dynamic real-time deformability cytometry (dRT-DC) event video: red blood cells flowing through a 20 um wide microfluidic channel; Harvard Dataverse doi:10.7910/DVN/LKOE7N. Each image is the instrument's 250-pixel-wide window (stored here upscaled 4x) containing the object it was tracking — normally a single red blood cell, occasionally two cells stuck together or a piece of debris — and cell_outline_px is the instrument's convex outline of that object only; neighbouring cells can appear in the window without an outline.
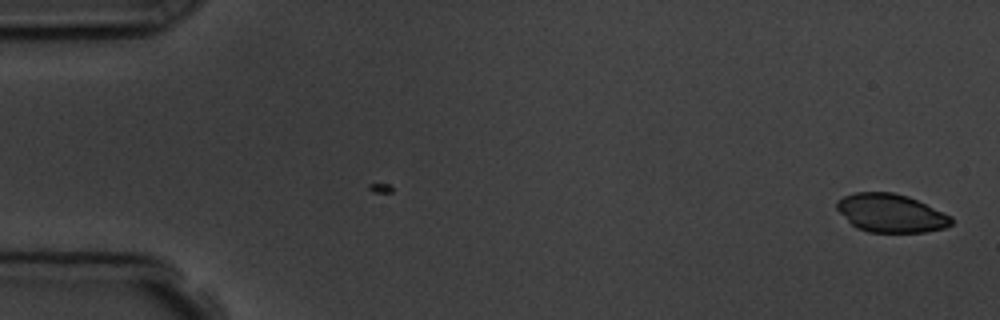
{"species": "common noctule bat (a hibernating species)", "species_latin": "Nyctalus noctula", "temperature_condition": "room temperature", "stored_images_in_passage": 2, "camera_frame_rate_fps": 3000, "um_per_image_px": 0.085, "animal": {"sex": "male", "body_mass_g": 19.5, "forearm_length_mm": 54.6}, "frame": {"image": 1, "passage_image": 2, "time_ms": 1.333, "image_size_px": [1000, 320], "cell_outline_px": [[952, 224], [944, 228], [924, 232], [868, 232], [856, 228], [836, 208], [836, 200], [844, 196], [856, 192], [892, 192], [908, 196], [952, 216]], "centroid_in_image_um": [75.72, 18.11], "position_along_channel_um": 9.3, "area_um2": 25.49}}